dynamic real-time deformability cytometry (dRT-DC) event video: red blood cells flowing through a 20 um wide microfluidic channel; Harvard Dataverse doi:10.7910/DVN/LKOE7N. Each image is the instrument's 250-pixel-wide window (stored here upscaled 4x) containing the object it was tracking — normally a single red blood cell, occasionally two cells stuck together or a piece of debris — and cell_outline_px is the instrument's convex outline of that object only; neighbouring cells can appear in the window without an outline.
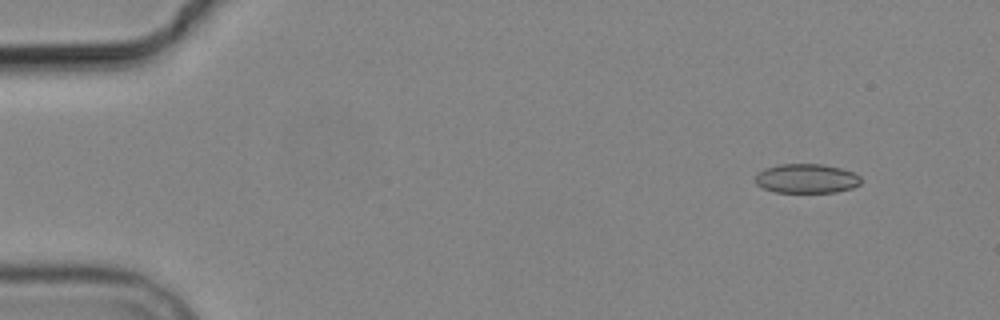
{"species": "common noctule bat (a hibernating species)", "species_latin": "Nyctalus noctula", "temperature_condition": "cold", "stored_images_in_passage": 5, "camera_frame_rate_fps": 3000, "um_per_image_px": 0.085, "animal": {"sex": "male", "body_mass_g": 19.2, "forearm_length_mm": 51.8}, "frame": {"image": 1, "passage_image": 1, "time_ms": 0.0, "image_size_px": [1000, 320], "cell_outline_px": [[860, 184], [852, 188], [836, 192], [776, 192], [764, 188], [756, 184], [756, 172], [764, 168], [776, 164], [824, 164], [840, 168], [852, 172], [860, 176]], "centroid_in_image_um": [68.53, 15.16], "position_along_channel_um": 16.5, "area_um2": 18.09}}
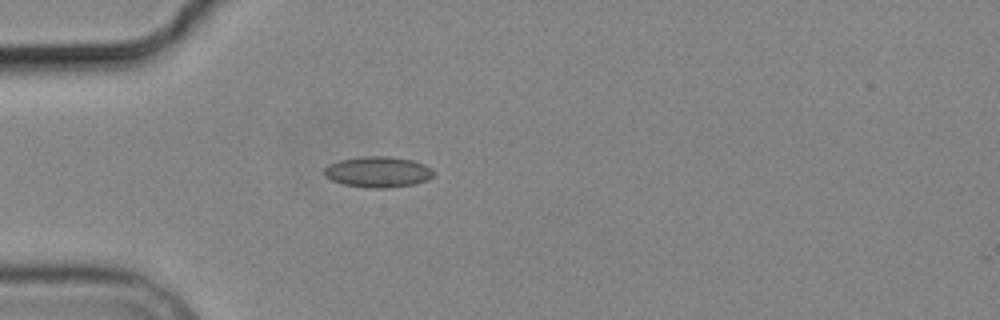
{"frame": {"image": 2, "passage_image": 4, "time_ms": 3.667, "image_size_px": [1000, 320], "cell_outline_px": [[432, 176], [428, 180], [412, 184], [388, 188], [368, 188], [344, 184], [332, 180], [324, 176], [324, 168], [328, 164], [340, 160], [360, 156], [388, 156], [412, 160], [424, 164], [432, 168]], "centroid_in_image_um": [32.1, 14.61], "position_along_channel_um": 52.9, "area_um2": 19.65}}